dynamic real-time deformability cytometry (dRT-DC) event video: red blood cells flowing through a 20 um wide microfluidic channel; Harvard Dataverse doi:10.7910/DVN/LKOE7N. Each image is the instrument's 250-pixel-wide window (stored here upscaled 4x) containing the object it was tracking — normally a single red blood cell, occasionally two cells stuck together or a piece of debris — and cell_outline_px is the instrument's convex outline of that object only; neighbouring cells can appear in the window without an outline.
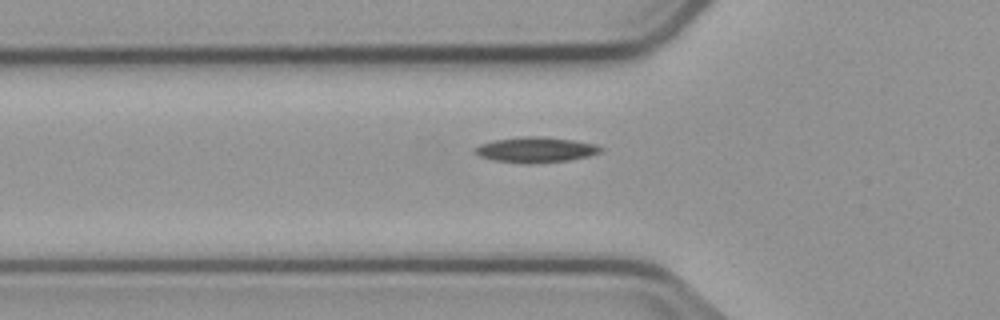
{"species": "common noctule bat (a hibernating species)", "species_latin": "Nyctalus noctula", "temperature_condition": "cold", "stored_images_in_passage": 2, "camera_frame_rate_fps": 3000, "um_per_image_px": 0.085, "animal": {"sex": "male", "body_mass_g": 23.1, "forearm_length_mm": 52.7}, "frame": {"image": 1, "passage_image": 2, "time_ms": 1.667, "image_size_px": [1000, 320], "cell_outline_px": [[604, 148], [600, 152], [588, 156], [568, 160], [532, 164], [528, 164], [492, 160], [480, 156], [476, 152], [476, 148], [480, 144], [496, 140], [524, 136], [544, 136], [572, 140], [596, 144]], "centroid_in_image_um": [45.57, 12.73], "position_along_channel_um": 80.2, "area_um2": 18.5}}